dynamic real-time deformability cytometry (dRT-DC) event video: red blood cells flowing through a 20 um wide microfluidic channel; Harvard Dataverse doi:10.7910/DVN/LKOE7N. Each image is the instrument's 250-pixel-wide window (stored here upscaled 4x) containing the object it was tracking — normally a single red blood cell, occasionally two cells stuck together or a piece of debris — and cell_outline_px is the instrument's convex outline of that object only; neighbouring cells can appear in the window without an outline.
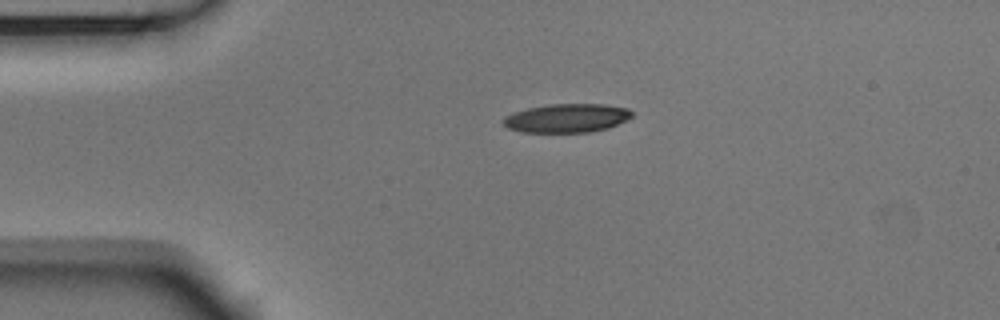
{"species": "Egyptian fruit bat (a non-hibernating species)", "species_latin": "Rousettus aegyptiacus", "temperature_condition": "room temperature", "stored_images_in_passage": 43, "camera_frame_rate_fps": 3000, "um_per_image_px": 0.085, "animal": {"sex": "male"}, "frame": {"image": 1, "passage_image": 1, "time_ms": 0.0, "image_size_px": [1000, 320], "cell_outline_px": [[632, 116], [608, 128], [592, 132], [520, 132], [508, 128], [500, 120], [504, 116], [528, 108], [548, 104], [604, 104], [628, 108], [632, 112]], "centroid_in_image_um": [48.15, 10.04], "position_along_channel_um": 36.9, "area_um2": 21.5}}
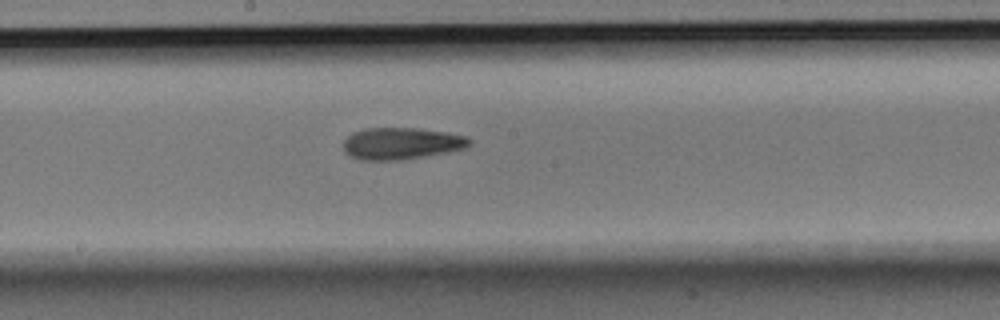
{"frame": {"image": 2, "passage_image": 18, "time_ms": 5.667, "image_size_px": [1000, 320], "cell_outline_px": [[472, 140], [464, 148], [448, 152], [400, 160], [360, 160], [344, 152], [344, 140], [352, 132], [364, 128], [420, 128], [448, 132], [468, 136]], "centroid_in_image_um": [34.12, 12.18], "position_along_channel_um": 214.1, "area_um2": 23.47}}
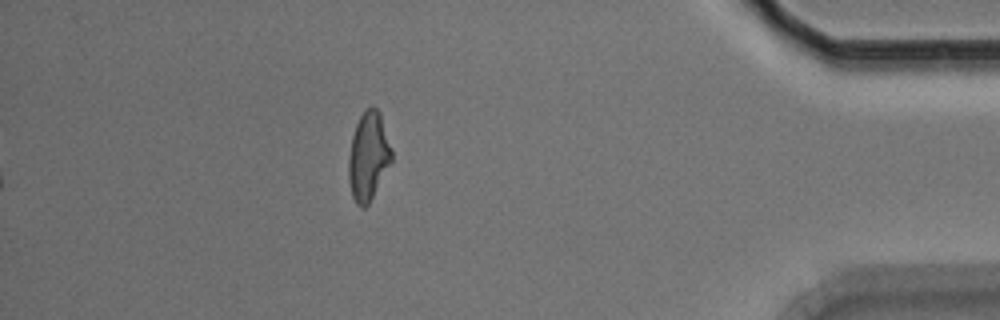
{"frame": {"image": 3, "passage_image": 37, "time_ms": 12.0, "image_size_px": [1000, 320], "cell_outline_px": [[392, 160], [368, 204], [364, 208], [360, 208], [356, 204], [352, 196], [348, 180], [348, 160], [352, 136], [356, 124], [364, 108], [372, 104], [380, 112], [392, 148]], "centroid_in_image_um": [31.3, 13.24], "position_along_channel_um": 403.9, "area_um2": 22.31}, "authors_computed_cell_mechanics": {"area_um2": 22.4264, "velocity_mm_per_s": 3.6958, "shape_relaxation_time_tau1_ms": 10.8503, "shape_relaxation_time_tau2_ms": 4.8955, "deformation_change_tau1": 0.2292, "deformation_change_tau2": 0.1503}}